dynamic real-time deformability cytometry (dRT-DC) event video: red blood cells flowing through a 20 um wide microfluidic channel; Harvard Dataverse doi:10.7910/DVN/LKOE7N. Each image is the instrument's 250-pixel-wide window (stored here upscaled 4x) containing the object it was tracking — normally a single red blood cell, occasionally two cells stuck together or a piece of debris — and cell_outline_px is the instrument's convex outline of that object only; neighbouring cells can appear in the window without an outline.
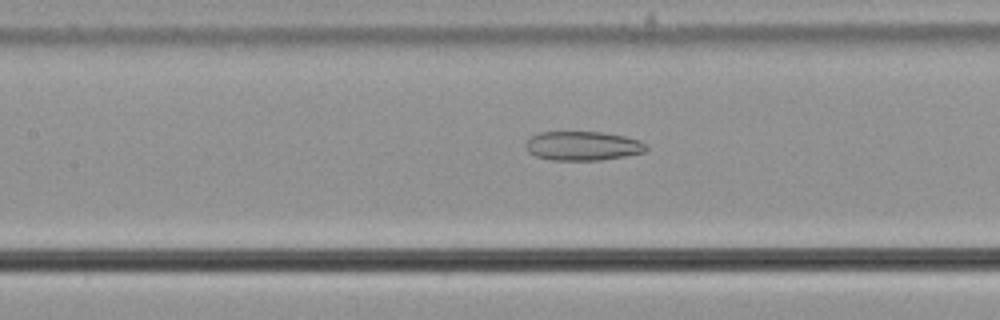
{"species": "common noctule bat (a hibernating species)", "species_latin": "Nyctalus noctula", "temperature_condition": "cold", "stored_images_in_passage": 56, "camera_frame_rate_fps": 3000, "um_per_image_px": 0.085, "animal": {"sex": "male", "body_mass_g": 21.5, "forearm_length_mm": 52.0}, "frame": {"image": 1, "passage_image": 26, "time_ms": 8.333, "image_size_px": [1000, 320], "cell_outline_px": [[648, 148], [644, 152], [624, 156], [600, 160], [552, 160], [536, 156], [528, 152], [524, 144], [532, 136], [540, 132], [600, 132], [624, 136], [640, 140]], "centroid_in_image_um": [49.51, 12.4], "position_along_channel_um": 157.9, "area_um2": 20.35}}
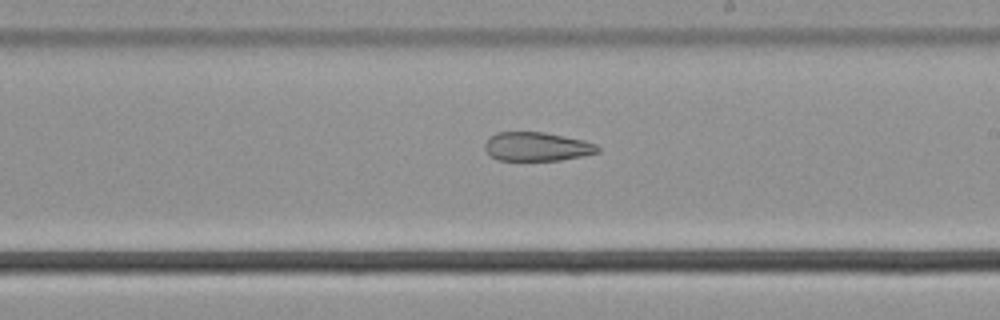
{"frame": {"image": 2, "passage_image": 33, "time_ms": 10.667, "image_size_px": [1000, 320], "cell_outline_px": [[600, 152], [584, 156], [560, 160], [500, 160], [492, 156], [484, 148], [484, 144], [496, 132], [544, 132], [584, 140], [596, 144], [600, 148]], "centroid_in_image_um": [45.68, 12.46], "position_along_channel_um": 243.3, "area_um2": 18.9}}
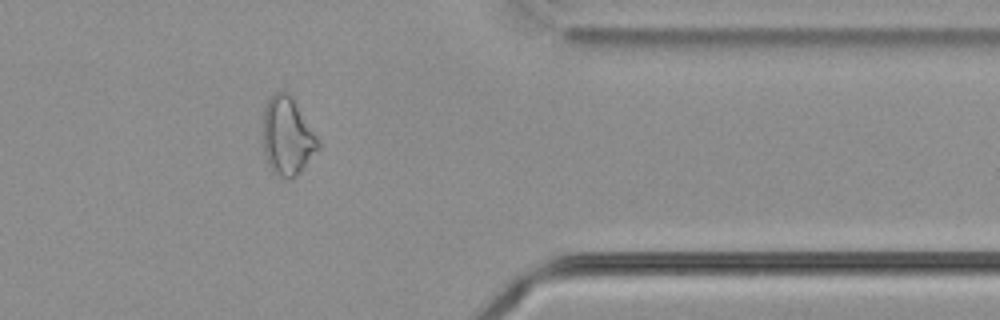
{"frame": {"image": 3, "passage_image": 46, "time_ms": 15.0, "image_size_px": [1000, 320], "cell_outline_px": [[320, 148], [304, 168], [292, 180], [276, 176], [272, 172], [268, 164], [264, 152], [264, 108], [268, 100], [276, 92], [288, 92], [316, 136], [320, 144]], "centroid_in_image_um": [24.42, 11.65], "position_along_channel_um": 387.0, "area_um2": 24.74}, "authors_computed_cell_mechanics": {"area_um2": 25.6632, "velocity_mm_per_s": 3.6735, "shape_relaxation_time_tau1_ms": null, "shape_relaxation_time_tau2_ms": 10.8461, "deformation_change_tau1": null, "deformation_change_tau2": 0.2254}}